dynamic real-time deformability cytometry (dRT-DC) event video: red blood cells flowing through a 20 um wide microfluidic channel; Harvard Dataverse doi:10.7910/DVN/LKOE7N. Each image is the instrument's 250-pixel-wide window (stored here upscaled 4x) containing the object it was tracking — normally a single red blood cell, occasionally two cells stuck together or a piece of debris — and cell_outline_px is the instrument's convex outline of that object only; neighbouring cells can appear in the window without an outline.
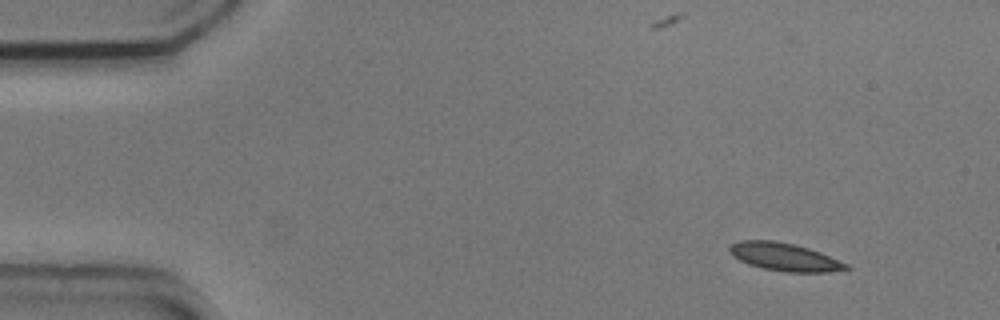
{"species": "common noctule bat (a hibernating species)", "species_latin": "Nyctalus noctula", "temperature_condition": "cold", "stored_images_in_passage": 4, "camera_frame_rate_fps": 3000, "um_per_image_px": 0.085, "animal": {"sex": "male", "body_mass_g": 20.5, "forearm_length_mm": 52.5}, "frame": {"image": 1, "passage_image": 1, "time_ms": 0.0, "image_size_px": [1000, 320], "cell_outline_px": [[852, 268], [828, 272], [784, 272], [764, 268], [748, 264], [732, 256], [728, 252], [728, 248], [732, 244], [740, 240], [776, 240], [796, 244], [820, 252], [848, 264]], "centroid_in_image_um": [66.67, 21.83], "position_along_channel_um": 18.3, "area_um2": 19.07}}
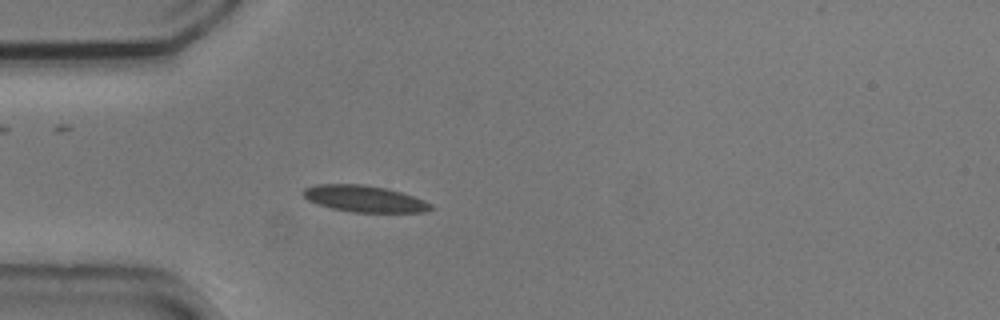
{"frame": {"image": 2, "passage_image": 4, "time_ms": 1.0, "image_size_px": [1000, 320], "cell_outline_px": [[436, 208], [428, 212], [352, 212], [332, 208], [308, 200], [300, 192], [304, 188], [316, 184], [364, 184], [384, 188], [400, 192], [424, 200], [432, 204]], "centroid_in_image_um": [30.99, 16.89], "position_along_channel_um": 54.0, "area_um2": 19.71}}